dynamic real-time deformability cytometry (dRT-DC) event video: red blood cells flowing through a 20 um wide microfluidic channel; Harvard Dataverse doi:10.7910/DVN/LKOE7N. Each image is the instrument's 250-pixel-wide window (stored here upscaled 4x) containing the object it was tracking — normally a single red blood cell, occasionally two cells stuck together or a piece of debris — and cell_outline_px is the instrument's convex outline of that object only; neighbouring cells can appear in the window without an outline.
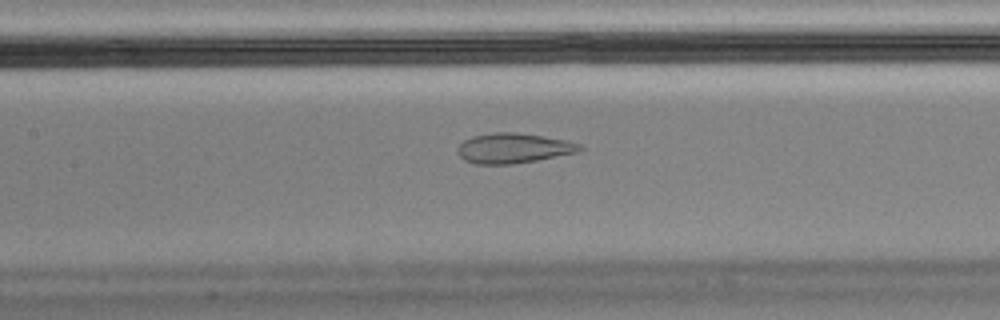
{"species": "Egyptian fruit bat (a non-hibernating species)", "species_latin": "Rousettus aegyptiacus", "temperature_condition": "cold", "stored_images_in_passage": 45, "camera_frame_rate_fps": 3000, "um_per_image_px": 0.085, "animal": {"sex": "male"}, "frame": {"image": 1, "passage_image": 14, "time_ms": 4.333, "image_size_px": [1000, 320], "cell_outline_px": [[584, 148], [576, 152], [536, 160], [512, 164], [476, 164], [464, 160], [460, 156], [460, 144], [464, 140], [472, 136], [492, 132], [512, 132], [568, 140], [580, 144]], "centroid_in_image_um": [43.64, 12.59], "position_along_channel_um": 163.8, "area_um2": 21.04}}